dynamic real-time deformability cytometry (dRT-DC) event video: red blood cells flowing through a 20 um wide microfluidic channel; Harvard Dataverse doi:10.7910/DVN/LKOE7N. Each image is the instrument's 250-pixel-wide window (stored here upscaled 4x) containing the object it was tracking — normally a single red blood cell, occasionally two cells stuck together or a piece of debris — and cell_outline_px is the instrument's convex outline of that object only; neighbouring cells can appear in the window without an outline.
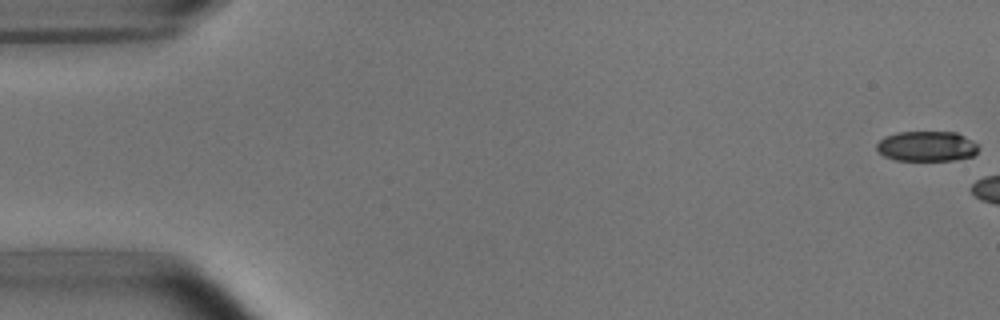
{"species": "common noctule bat (a hibernating species)", "species_latin": "Nyctalus noctula", "temperature_condition": "room temperature", "stored_images_in_passage": 5, "camera_frame_rate_fps": 3000, "um_per_image_px": 0.085, "animal": {"sex": "male", "body_mass_g": 15.6}, "frame": {"image": 1, "passage_image": 1, "time_ms": 0.0, "image_size_px": [1000, 320], "cell_outline_px": [[980, 148], [972, 156], [952, 160], [896, 160], [884, 156], [876, 148], [876, 144], [884, 136], [896, 132], [956, 132], [980, 144]], "centroid_in_image_um": [78.78, 12.42], "position_along_channel_um": 6.2, "area_um2": 17.98}}